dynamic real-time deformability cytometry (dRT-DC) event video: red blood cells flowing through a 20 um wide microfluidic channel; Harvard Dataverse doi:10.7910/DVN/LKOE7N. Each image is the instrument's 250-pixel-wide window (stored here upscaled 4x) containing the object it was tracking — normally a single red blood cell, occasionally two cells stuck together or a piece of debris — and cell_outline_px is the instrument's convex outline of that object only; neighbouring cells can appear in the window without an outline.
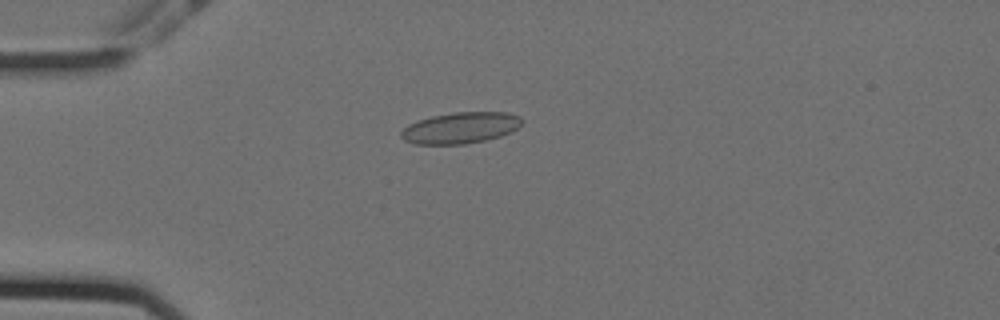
{"species": "Egyptian fruit bat (a non-hibernating species)", "species_latin": "Rousettus aegyptiacus", "temperature_condition": "cold", "stored_images_in_passage": 45, "camera_frame_rate_fps": 3000, "um_per_image_px": 0.085, "animal": {"sex": "female"}, "frame": {"image": 1, "passage_image": 5, "time_ms": 1.333, "image_size_px": [1000, 320], "cell_outline_px": [[524, 120], [512, 132], [500, 136], [484, 140], [464, 144], [416, 144], [404, 140], [400, 136], [400, 132], [408, 124], [416, 120], [432, 116], [452, 112], [508, 112], [520, 116]], "centroid_in_image_um": [39.13, 10.86], "position_along_channel_um": 45.9, "area_um2": 22.08}}
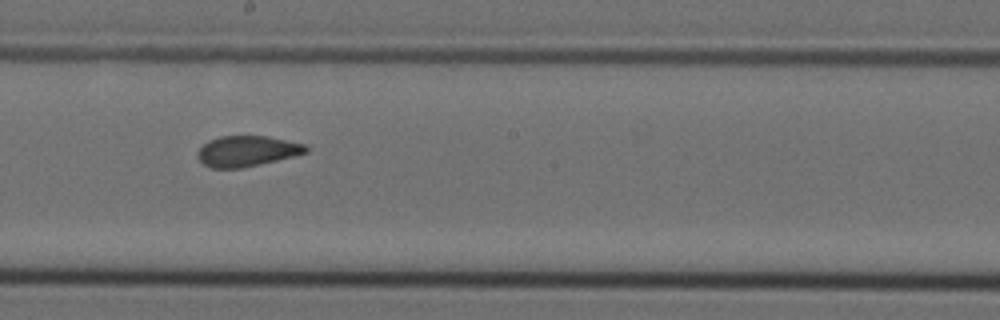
{"frame": {"image": 2, "passage_image": 22, "time_ms": 7.0, "image_size_px": [1000, 320], "cell_outline_px": [[308, 152], [276, 160], [240, 168], [212, 168], [204, 164], [196, 156], [196, 152], [208, 140], [220, 136], [268, 136], [308, 144]], "centroid_in_image_um": [20.99, 12.83], "position_along_channel_um": 227.2, "area_um2": 19.31}}
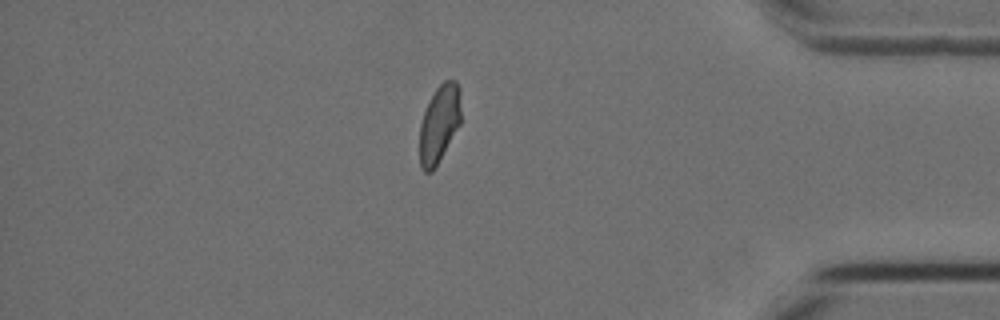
{"frame": {"image": 3, "passage_image": 39, "time_ms": 12.667, "image_size_px": [1000, 320], "cell_outline_px": [[460, 124], [432, 172], [424, 172], [420, 168], [420, 124], [424, 112], [436, 88], [444, 80], [456, 80], [460, 88]], "centroid_in_image_um": [37.34, 10.51], "position_along_channel_um": 397.9, "area_um2": 18.5}, "authors_computed_cell_mechanics": {"area_um2": 20.0566, "velocity_mm_per_s": 3.5485, "shape_relaxation_time_tau1_ms": null, "shape_relaxation_time_tau2_ms": 1.3533, "deformation_change_tau1": null, "deformation_change_tau2": 0.0777}}